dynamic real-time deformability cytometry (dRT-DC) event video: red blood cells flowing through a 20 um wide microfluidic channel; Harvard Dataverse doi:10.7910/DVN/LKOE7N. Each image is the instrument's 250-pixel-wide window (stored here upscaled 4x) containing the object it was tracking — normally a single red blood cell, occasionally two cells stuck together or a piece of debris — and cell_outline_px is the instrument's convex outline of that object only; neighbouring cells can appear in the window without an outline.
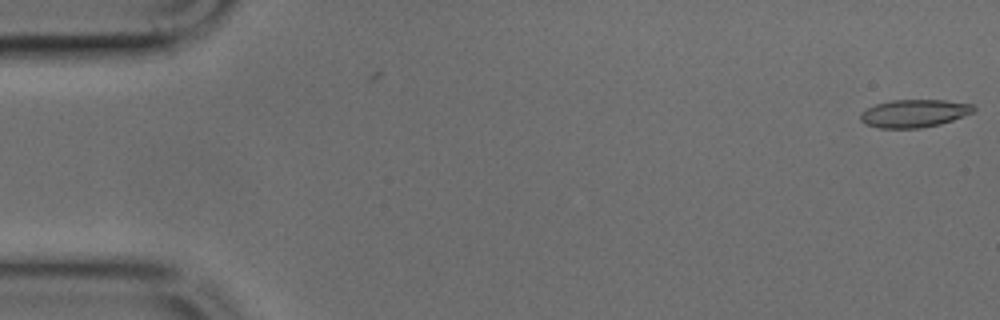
{"species": "common noctule bat (a hibernating species)", "species_latin": "Nyctalus noctula", "temperature_condition": "cold", "stored_images_in_passage": 4, "camera_frame_rate_fps": 3000, "um_per_image_px": 0.085, "animal": {"sex": "male", "body_mass_g": 17.9, "forearm_length_mm": 54.2}, "frame": {"image": 1, "passage_image": 4, "time_ms": 1.0, "image_size_px": [1000, 320], "cell_outline_px": [[976, 112], [940, 124], [920, 128], [880, 128], [864, 124], [860, 120], [860, 112], [876, 104], [892, 100], [944, 100], [972, 104], [976, 108]], "centroid_in_image_um": [77.71, 9.64], "position_along_channel_um": 7.3, "area_um2": 18.44}}